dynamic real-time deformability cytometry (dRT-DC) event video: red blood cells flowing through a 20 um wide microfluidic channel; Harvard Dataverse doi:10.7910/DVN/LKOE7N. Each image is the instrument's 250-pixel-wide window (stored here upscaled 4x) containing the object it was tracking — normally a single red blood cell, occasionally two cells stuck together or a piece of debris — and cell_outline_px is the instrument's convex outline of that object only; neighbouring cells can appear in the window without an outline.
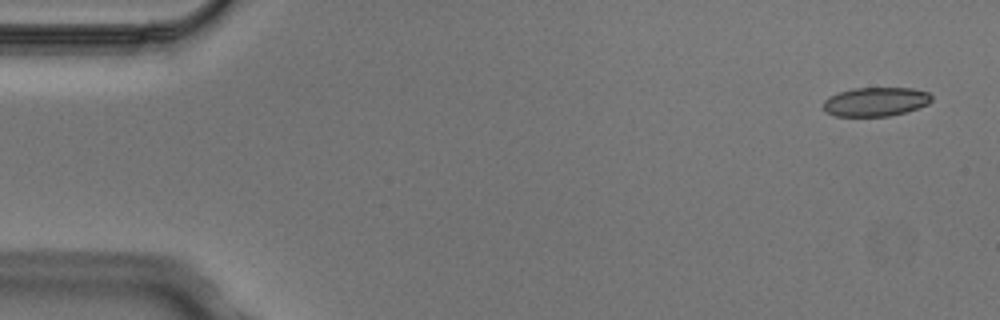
{"species": "Egyptian fruit bat (a non-hibernating species)", "species_latin": "Rousettus aegyptiacus", "temperature_condition": "cold", "stored_images_in_passage": 4, "camera_frame_rate_fps": 3000, "um_per_image_px": 0.085, "animal": {"sex": "male"}, "frame": {"image": 1, "passage_image": 1, "time_ms": 0.0, "image_size_px": [1000, 320], "cell_outline_px": [[932, 100], [928, 104], [904, 112], [888, 116], [836, 116], [824, 112], [824, 100], [828, 96], [852, 88], [912, 88], [928, 92], [932, 96]], "centroid_in_image_um": [74.41, 8.64], "position_along_channel_um": 10.6, "area_um2": 18.26}}
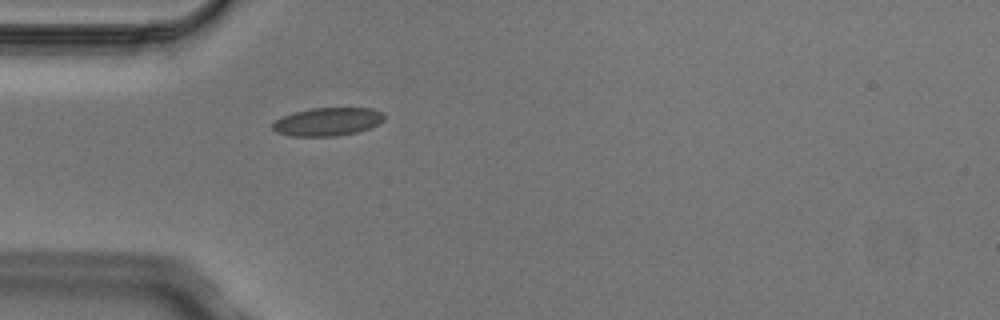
{"frame": {"image": 2, "passage_image": 4, "time_ms": 1.0, "image_size_px": [1000, 320], "cell_outline_px": [[384, 120], [368, 128], [356, 132], [336, 136], [292, 136], [276, 132], [272, 128], [272, 124], [280, 116], [292, 112], [312, 108], [372, 108], [384, 112]], "centroid_in_image_um": [27.82, 10.33], "position_along_channel_um": 57.2, "area_um2": 18.38}}